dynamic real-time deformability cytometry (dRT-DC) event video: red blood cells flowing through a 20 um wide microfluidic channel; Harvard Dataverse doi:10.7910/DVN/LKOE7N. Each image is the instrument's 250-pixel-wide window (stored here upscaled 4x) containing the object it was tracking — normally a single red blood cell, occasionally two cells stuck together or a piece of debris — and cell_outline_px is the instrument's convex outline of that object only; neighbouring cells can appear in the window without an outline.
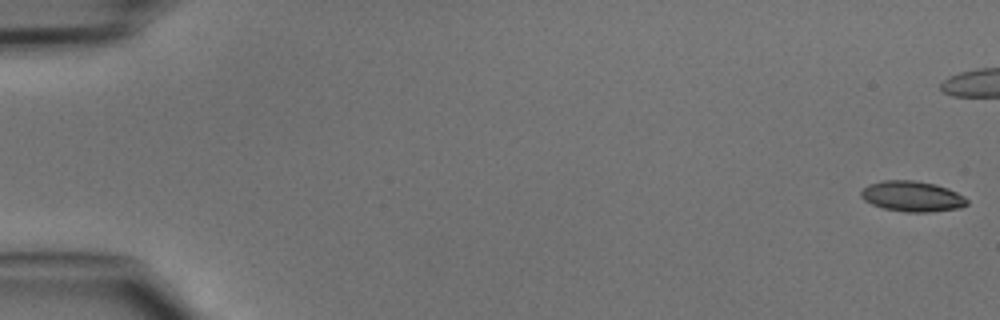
{"species": "common noctule bat (a hibernating species)", "species_latin": "Nyctalus noctula", "temperature_condition": "cold", "stored_images_in_passage": 8, "camera_frame_rate_fps": 3000, "um_per_image_px": 0.085, "animal": {"sex": "male", "body_mass_g": 15.6}, "frame": {"image": 1, "passage_image": 1, "time_ms": 0.0, "image_size_px": [1000, 320], "cell_outline_px": [[968, 204], [960, 208], [928, 212], [904, 212], [884, 208], [872, 204], [864, 200], [860, 196], [860, 192], [868, 184], [884, 180], [912, 180], [936, 184], [948, 188], [964, 196], [968, 200]], "centroid_in_image_um": [77.54, 16.69], "position_along_channel_um": 7.5, "area_um2": 18.9}}